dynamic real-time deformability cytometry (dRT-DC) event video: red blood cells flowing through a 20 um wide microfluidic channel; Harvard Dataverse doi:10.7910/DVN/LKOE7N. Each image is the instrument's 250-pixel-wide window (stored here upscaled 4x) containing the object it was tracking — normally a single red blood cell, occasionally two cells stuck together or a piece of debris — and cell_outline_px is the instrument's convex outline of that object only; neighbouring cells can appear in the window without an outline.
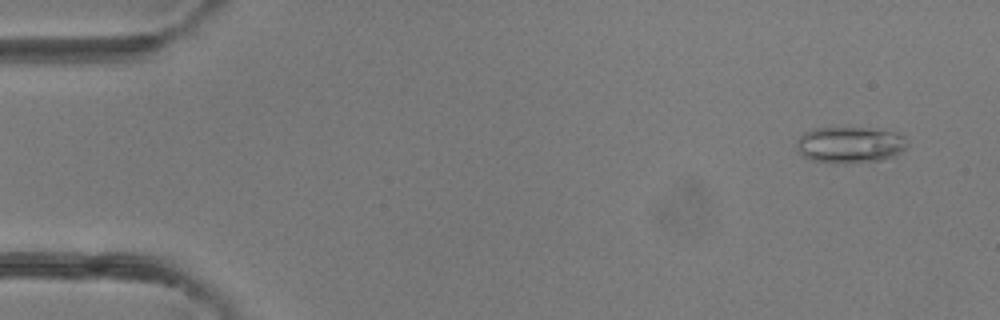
{"species": "common noctule bat (a hibernating species)", "species_latin": "Nyctalus noctula", "temperature_condition": "room temperature", "stored_images_in_passage": 5, "camera_frame_rate_fps": 3000, "um_per_image_px": 0.085, "animal": {"sex": "female"}, "frame": {"image": 1, "passage_image": 1, "time_ms": 0.0, "image_size_px": [1000, 320], "cell_outline_px": [[908, 144], [900, 152], [892, 156], [880, 160], [836, 164], [812, 160], [804, 156], [796, 148], [796, 140], [804, 132], [812, 128], [860, 128], [892, 132], [904, 136]], "centroid_in_image_um": [72.18, 12.31], "position_along_channel_um": 12.8, "area_um2": 23.18}}
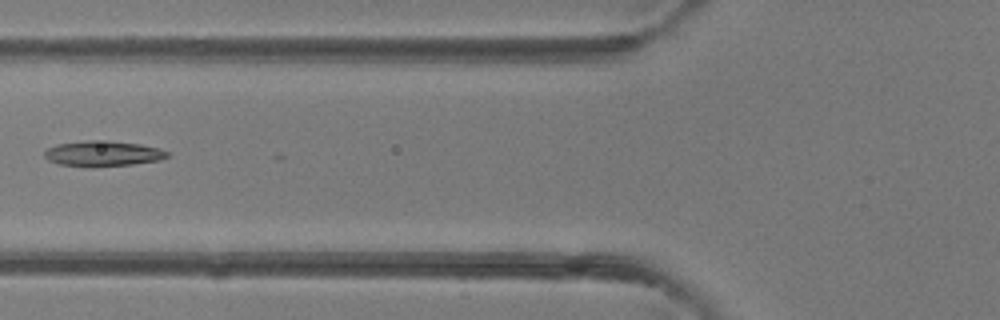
{"frame": {"image": 2, "passage_image": 5, "time_ms": 4.667, "image_size_px": [1000, 320], "cell_outline_px": [[168, 156], [160, 160], [132, 164], [60, 164], [48, 160], [44, 156], [44, 152], [48, 148], [56, 144], [84, 140], [108, 140], [140, 144], [160, 148], [168, 152]], "centroid_in_image_um": [8.77, 12.99], "position_along_channel_um": 117.0, "area_um2": 17.46}}